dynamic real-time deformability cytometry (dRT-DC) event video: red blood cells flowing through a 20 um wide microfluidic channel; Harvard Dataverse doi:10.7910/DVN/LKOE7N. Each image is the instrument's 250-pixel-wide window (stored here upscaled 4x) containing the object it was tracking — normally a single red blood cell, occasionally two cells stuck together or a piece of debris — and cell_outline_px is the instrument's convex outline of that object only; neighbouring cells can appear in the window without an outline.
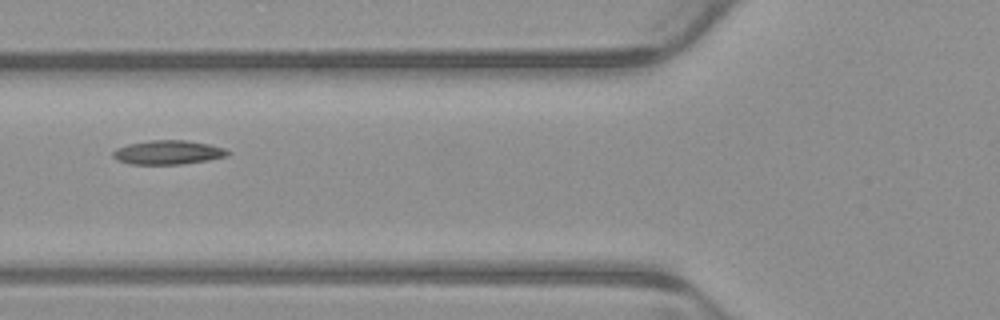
{"species": "common noctule bat (a hibernating species)", "species_latin": "Nyctalus noctula", "temperature_condition": "warm", "stored_images_in_passage": 3, "camera_frame_rate_fps": 3000, "um_per_image_px": 0.085, "animal": {"sex": "male", "body_mass_g": 23.1, "forearm_length_mm": 52.7}, "frame": {"image": 1, "passage_image": 3, "time_ms": 0.667, "image_size_px": [1000, 320], "cell_outline_px": [[232, 152], [228, 156], [208, 160], [180, 164], [132, 164], [120, 160], [112, 156], [112, 152], [116, 148], [128, 144], [152, 140], [184, 140], [208, 144], [224, 148]], "centroid_in_image_um": [14.31, 12.95], "position_along_channel_um": 111.5, "area_um2": 15.95}}